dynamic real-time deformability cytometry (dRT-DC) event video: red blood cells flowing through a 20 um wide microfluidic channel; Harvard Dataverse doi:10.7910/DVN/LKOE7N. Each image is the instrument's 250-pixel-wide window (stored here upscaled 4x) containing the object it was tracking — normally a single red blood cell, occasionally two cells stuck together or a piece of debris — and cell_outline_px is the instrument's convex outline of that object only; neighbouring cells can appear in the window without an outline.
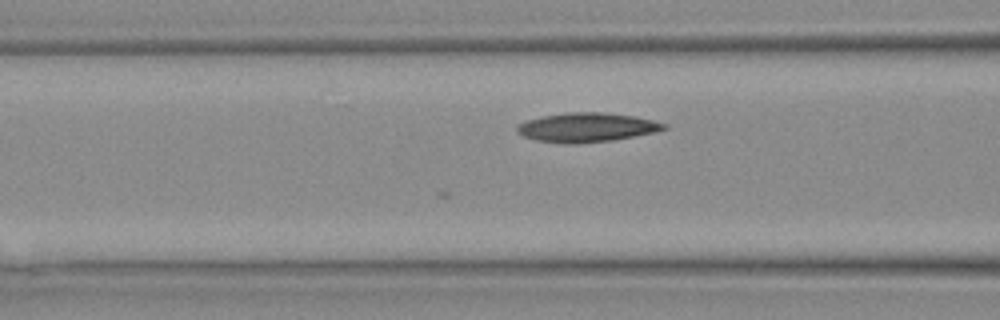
{"species": "Egyptian fruit bat (a non-hibernating species)", "species_latin": "Rousettus aegyptiacus", "temperature_condition": "warm", "stored_images_in_passage": 5, "camera_frame_rate_fps": 3000, "um_per_image_px": 0.085, "animal": {"sex": "female"}, "frame": {"image": 1, "passage_image": 4, "time_ms": 1.0, "image_size_px": [1000, 320], "cell_outline_px": [[668, 128], [656, 132], [612, 140], [536, 140], [524, 136], [516, 132], [516, 124], [528, 120], [544, 116], [568, 112], [604, 112], [636, 116], [668, 124]], "centroid_in_image_um": [49.95, 10.76], "position_along_channel_um": 116.7, "area_um2": 23.87}}